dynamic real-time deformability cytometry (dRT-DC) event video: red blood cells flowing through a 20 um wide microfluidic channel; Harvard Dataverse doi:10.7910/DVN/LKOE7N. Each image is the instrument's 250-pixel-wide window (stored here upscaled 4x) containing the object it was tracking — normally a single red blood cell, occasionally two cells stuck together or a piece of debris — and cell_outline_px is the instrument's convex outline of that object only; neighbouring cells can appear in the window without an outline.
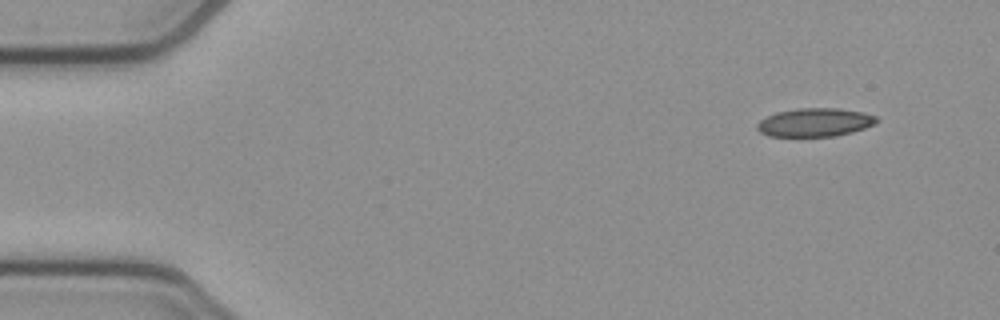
{"species": "common noctule bat (a hibernating species)", "species_latin": "Nyctalus noctula", "temperature_condition": "cold", "stored_images_in_passage": 49, "camera_frame_rate_fps": 3000, "um_per_image_px": 0.085, "animal": {"sex": "female", "body_mass_g": 21.9}, "frame": {"image": 1, "passage_image": 1, "time_ms": 0.0, "image_size_px": [1000, 320], "cell_outline_px": [[880, 120], [876, 124], [852, 132], [836, 136], [768, 136], [760, 132], [756, 128], [756, 124], [760, 120], [776, 112], [796, 108], [840, 108], [864, 112], [876, 116]], "centroid_in_image_um": [69.29, 10.39], "position_along_channel_um": 15.7, "area_um2": 20.0}}
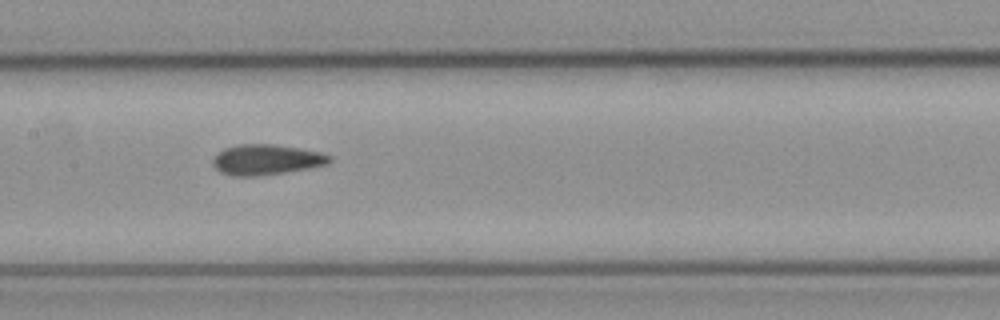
{"frame": {"image": 2, "passage_image": 22, "time_ms": 7.0, "image_size_px": [1000, 320], "cell_outline_px": [[332, 160], [328, 164], [312, 168], [256, 176], [232, 176], [220, 172], [212, 164], [212, 160], [224, 148], [236, 144], [272, 144], [300, 148], [320, 152], [332, 156]], "centroid_in_image_um": [22.66, 13.57], "position_along_channel_um": 184.7, "area_um2": 20.75}}
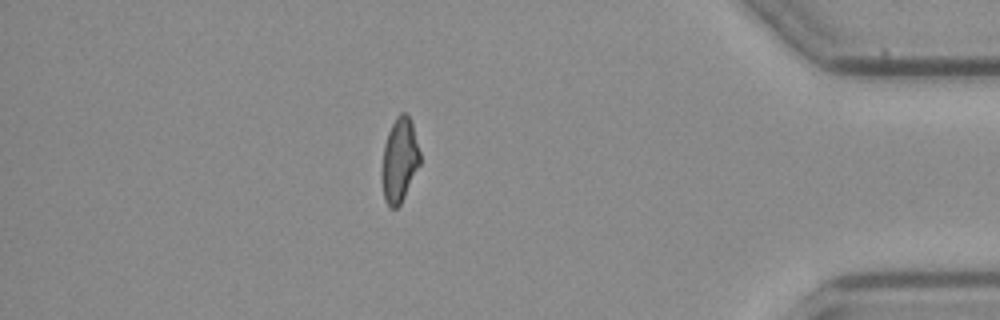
{"frame": {"image": 3, "passage_image": 42, "time_ms": 13.667, "image_size_px": [1000, 320], "cell_outline_px": [[420, 164], [400, 204], [396, 208], [388, 208], [384, 200], [380, 176], [380, 172], [384, 144], [388, 132], [396, 116], [400, 112], [404, 112], [408, 116], [412, 124], [420, 152]], "centroid_in_image_um": [33.92, 13.64], "position_along_channel_um": 401.3, "area_um2": 18.9}, "authors_computed_cell_mechanics": {"area_um2": 20.1144, "velocity_mm_per_s": 3.8773, "shape_relaxation_time_tau1_ms": null, "shape_relaxation_time_tau2_ms": 2.4881, "deformation_change_tau1": null, "deformation_change_tau2": 0.0918}}